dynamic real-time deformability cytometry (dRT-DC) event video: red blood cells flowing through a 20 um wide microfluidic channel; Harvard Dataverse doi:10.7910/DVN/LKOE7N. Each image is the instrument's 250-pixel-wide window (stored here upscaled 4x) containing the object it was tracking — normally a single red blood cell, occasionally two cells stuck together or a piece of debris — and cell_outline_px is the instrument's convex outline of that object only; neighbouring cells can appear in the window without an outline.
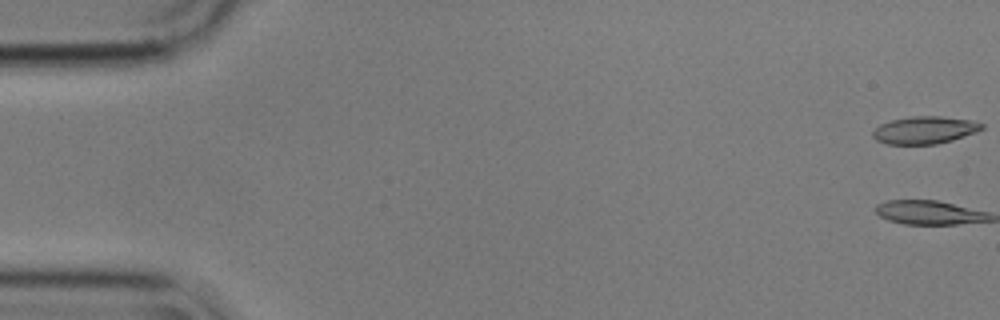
{"species": "common noctule bat (a hibernating species)", "species_latin": "Nyctalus noctula", "temperature_condition": "cold", "stored_images_in_passage": 11, "camera_frame_rate_fps": 3000, "um_per_image_px": 0.085, "animal": {"sex": "male", "body_mass_g": 17.9}, "frame": {"image": 1, "passage_image": 1, "time_ms": 0.0, "image_size_px": [1000, 320], "cell_outline_px": [[984, 128], [976, 132], [952, 140], [936, 144], [888, 144], [876, 140], [872, 136], [872, 132], [880, 124], [892, 120], [912, 116], [940, 116], [968, 120], [984, 124]], "centroid_in_image_um": [78.58, 11.06], "position_along_channel_um": 6.4, "area_um2": 17.28}}